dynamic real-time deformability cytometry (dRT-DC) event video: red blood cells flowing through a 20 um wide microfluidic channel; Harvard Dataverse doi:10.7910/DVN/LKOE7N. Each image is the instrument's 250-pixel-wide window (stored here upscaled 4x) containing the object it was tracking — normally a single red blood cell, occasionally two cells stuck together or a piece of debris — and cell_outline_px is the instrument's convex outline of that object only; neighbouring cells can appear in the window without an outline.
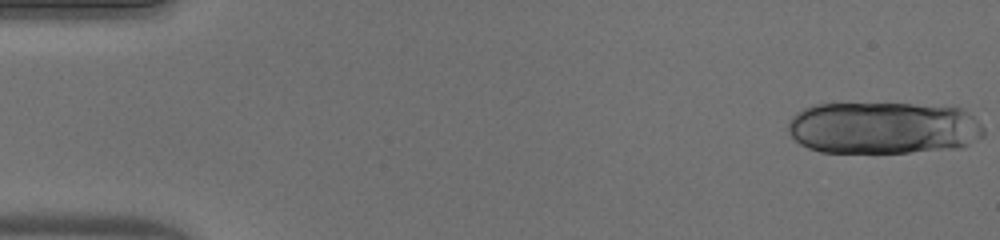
{"species": "human", "species_latin": "Homo sapiens", "temperature_condition": "warm", "stored_images_in_passage": 15, "camera_frame_rate_fps": 3000, "um_per_image_px": 0.085, "donor": {"sex": "male"}, "frame": {"image": 1, "passage_image": 1, "time_ms": 0.0, "image_size_px": [1000, 240], "cell_outline_px": [[984, 136], [960, 148], [908, 152], [820, 152], [808, 148], [800, 144], [788, 132], [788, 124], [792, 116], [796, 112], [812, 104], [912, 104], [960, 108], [972, 116], [984, 128]], "centroid_in_image_um": [75.06, 10.87], "position_along_channel_um": 9.9, "area_um2": 59.59}}
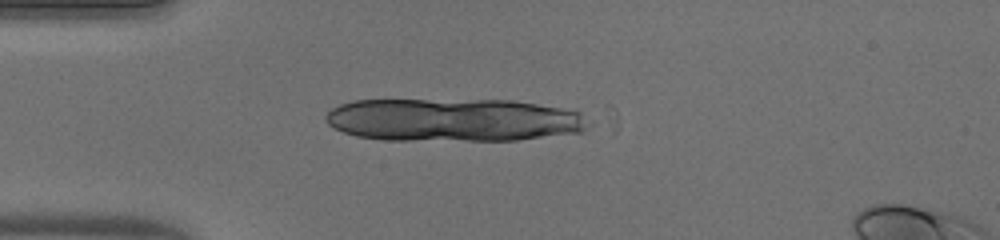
{"frame": {"image": 2, "passage_image": 13, "time_ms": 4.0, "image_size_px": [1000, 240], "cell_outline_px": [[592, 124], [584, 132], [516, 140], [384, 140], [356, 136], [332, 128], [324, 120], [324, 116], [332, 108], [340, 104], [356, 100], [512, 100], [576, 108]], "centroid_in_image_um": [38.64, 10.19], "position_along_channel_um": 46.4, "area_um2": 67.11}}